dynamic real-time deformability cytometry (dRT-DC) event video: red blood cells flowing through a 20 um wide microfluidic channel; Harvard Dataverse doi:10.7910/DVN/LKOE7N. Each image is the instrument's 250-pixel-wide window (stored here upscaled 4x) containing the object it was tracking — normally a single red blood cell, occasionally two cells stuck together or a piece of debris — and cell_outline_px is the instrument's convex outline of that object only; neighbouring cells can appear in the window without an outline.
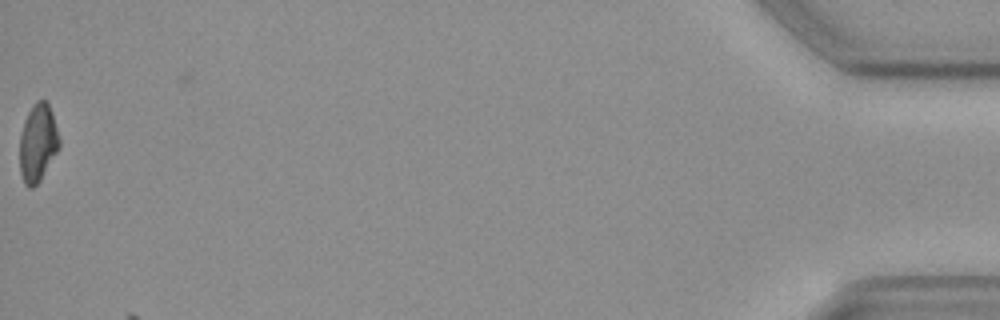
{"species": "common noctule bat (a hibernating species)", "species_latin": "Nyctalus noctula", "temperature_condition": "cold", "stored_images_in_passage": 43, "camera_frame_rate_fps": 3000, "um_per_image_px": 0.085, "animal": {"sex": "female", "body_mass_g": 19.3, "forearm_length_mm": 54.1}, "frame": {"image": 1, "passage_image": 43, "time_ms": 14.0, "image_size_px": [1000, 320], "cell_outline_px": [[60, 148], [40, 180], [32, 188], [24, 184], [20, 172], [20, 136], [24, 120], [32, 104], [36, 100], [44, 100], [48, 104], [52, 112], [60, 140]], "centroid_in_image_um": [3.22, 12.14], "position_along_channel_um": 432.0, "area_um2": 17.98}}